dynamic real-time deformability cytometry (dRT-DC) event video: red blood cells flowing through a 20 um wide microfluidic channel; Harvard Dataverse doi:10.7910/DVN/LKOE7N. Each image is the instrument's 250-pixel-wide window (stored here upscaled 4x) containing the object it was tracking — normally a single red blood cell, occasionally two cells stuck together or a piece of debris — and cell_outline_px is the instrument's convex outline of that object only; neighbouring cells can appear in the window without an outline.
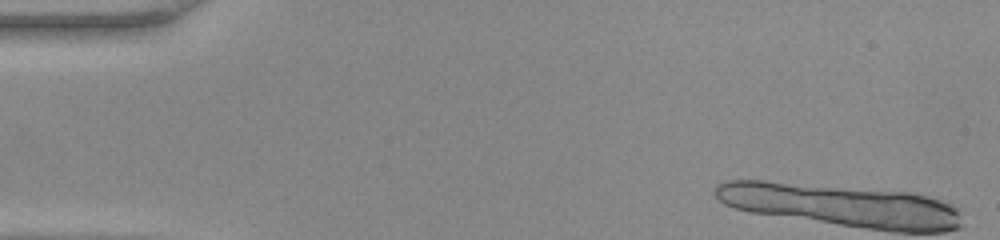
{"species": "common noctule bat (a hibernating species)", "species_latin": "Nyctalus noctula", "temperature_condition": "warm", "stored_images_in_passage": 1, "camera_frame_rate_fps": 3000, "um_per_image_px": 0.085, "animal": {"sex": "female", "body_mass_g": 22.0, "forearm_length_mm": 56.7}, "frame": {"image": 1, "passage_image": 1, "time_ms": 0.0, "image_size_px": [1000, 240], "cell_outline_px": [[952, 212], [948, 212], [804, 196], [736, 188], [728, 184], [772, 184], [916, 196], [932, 200], [948, 208]], "centroid_in_image_um": [72.24, 16.67], "position_along_channel_um": 12.8, "area_um2": 14.74}}